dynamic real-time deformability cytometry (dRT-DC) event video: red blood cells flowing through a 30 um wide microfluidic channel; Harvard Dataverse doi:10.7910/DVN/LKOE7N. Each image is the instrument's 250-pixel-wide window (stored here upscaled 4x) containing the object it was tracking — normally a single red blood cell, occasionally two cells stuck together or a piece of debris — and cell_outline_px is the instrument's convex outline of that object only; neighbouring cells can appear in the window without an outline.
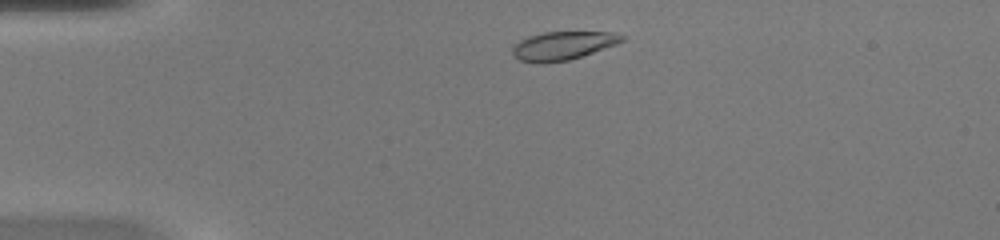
{"species": "common noctule bat (a hibernating species)", "species_latin": "Nyctalus noctula", "temperature_condition": "warm", "stored_images_in_passage": 42, "camera_frame_rate_fps": 3000, "um_per_image_px": 0.085, "animal": {"sex": "female", "body_mass_g": 20.0, "forearm_length_mm": 54.0}, "frame": {"image": 1, "passage_image": 3, "time_ms": 0.667, "image_size_px": [1000, 240], "cell_outline_px": [[624, 40], [616, 44], [568, 60], [544, 64], [536, 64], [520, 60], [512, 56], [512, 44], [528, 36], [544, 32], [612, 32], [624, 36]], "centroid_in_image_um": [47.75, 3.89], "position_along_channel_um": 37.2, "area_um2": 18.21}}
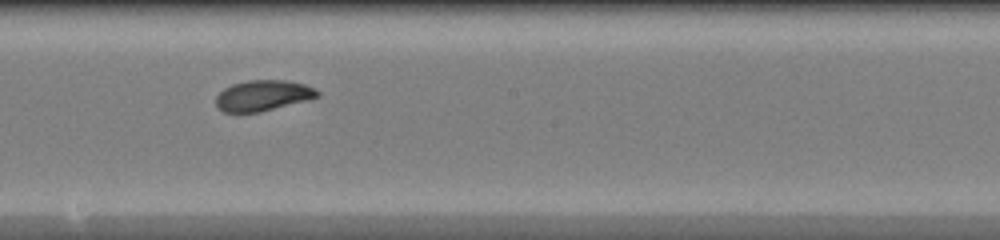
{"frame": {"image": 2, "passage_image": 20, "time_ms": 6.333, "image_size_px": [1000, 240], "cell_outline_px": [[320, 96], [260, 112], [224, 112], [216, 108], [216, 96], [224, 88], [232, 84], [248, 80], [284, 80], [304, 84], [320, 92]], "centroid_in_image_um": [22.3, 8.12], "position_along_channel_um": 225.9, "area_um2": 17.98}}
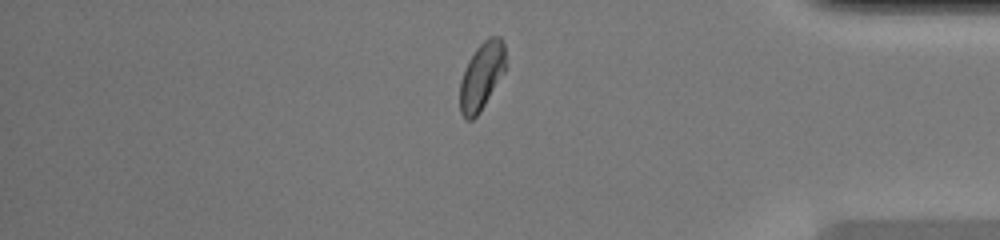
{"frame": {"image": 3, "passage_image": 34, "time_ms": 11.0, "image_size_px": [1000, 240], "cell_outline_px": [[504, 72], [480, 112], [472, 120], [464, 120], [460, 112], [460, 80], [464, 68], [468, 60], [476, 48], [488, 36], [500, 36], [504, 44]], "centroid_in_image_um": [40.9, 6.48], "position_along_channel_um": 394.3, "area_um2": 17.92}, "authors_computed_cell_mechanics": {"area_um2": 18.5538, "velocity_mm_per_s": 4.1247, "shape_relaxation_time_tau1_ms": 4.1405, "shape_relaxation_time_tau2_ms": 4.8748, "deformation_change_tau1": 0.1568, "deformation_change_tau2": 0.0751}}